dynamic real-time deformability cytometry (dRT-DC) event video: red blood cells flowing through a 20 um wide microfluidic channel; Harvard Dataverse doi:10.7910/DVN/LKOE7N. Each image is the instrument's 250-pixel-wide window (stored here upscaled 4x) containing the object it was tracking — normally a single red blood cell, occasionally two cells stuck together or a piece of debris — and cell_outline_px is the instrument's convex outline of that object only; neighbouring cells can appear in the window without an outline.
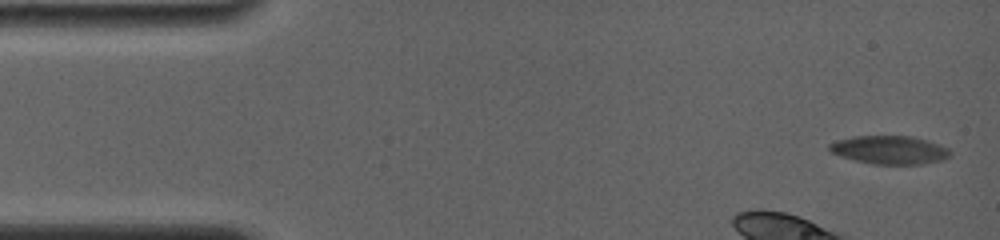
{"species": "common noctule bat (a hibernating species)", "species_latin": "Nyctalus noctula", "temperature_condition": "room temperature", "stored_images_in_passage": 8, "camera_frame_rate_fps": 4000, "um_per_image_px": 0.085, "animal": {"sex": "female", "body_mass_g": 19.0, "forearm_length_mm": 56.7}, "frame": {"image": 1, "passage_image": 1, "time_ms": 0.0, "image_size_px": [1000, 240], "cell_outline_px": [[952, 152], [944, 160], [920, 164], [872, 164], [852, 160], [828, 152], [828, 144], [836, 140], [852, 136], [912, 136], [928, 140], [948, 148]], "centroid_in_image_um": [75.57, 12.74], "position_along_channel_um": 9.4, "area_um2": 20.23}}